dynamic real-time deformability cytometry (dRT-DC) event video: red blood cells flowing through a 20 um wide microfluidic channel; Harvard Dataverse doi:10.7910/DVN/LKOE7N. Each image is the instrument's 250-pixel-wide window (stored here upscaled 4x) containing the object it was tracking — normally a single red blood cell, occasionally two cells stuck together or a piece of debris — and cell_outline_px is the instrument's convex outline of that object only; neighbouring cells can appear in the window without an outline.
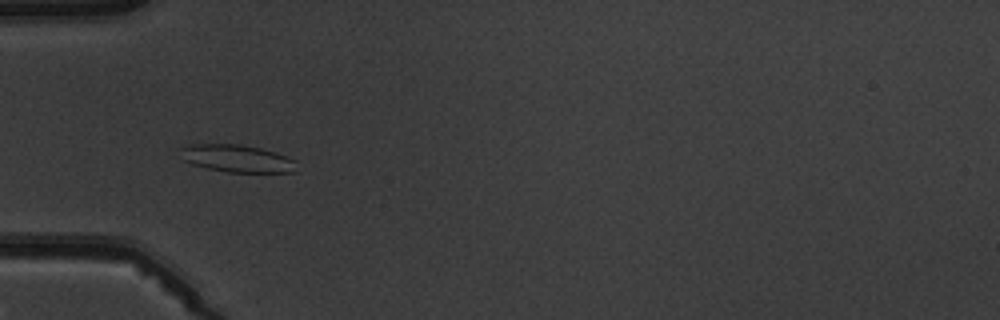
{"species": "common noctule bat (a hibernating species)", "species_latin": "Nyctalus noctula", "temperature_condition": "warm", "stored_images_in_passage": 7, "camera_frame_rate_fps": 3000, "um_per_image_px": 0.085, "animal": {"sex": "male", "body_mass_g": 19.5, "forearm_length_mm": 54.6}, "frame": {"image": 1, "passage_image": 5, "time_ms": 5.333, "image_size_px": [1000, 320], "cell_outline_px": [[296, 172], [228, 172], [208, 168], [192, 164], [184, 160], [180, 148], [192, 144], [240, 144], [260, 148], [276, 152], [296, 160]], "centroid_in_image_um": [20.19, 13.47], "position_along_channel_um": 64.8, "area_um2": 18.5}}
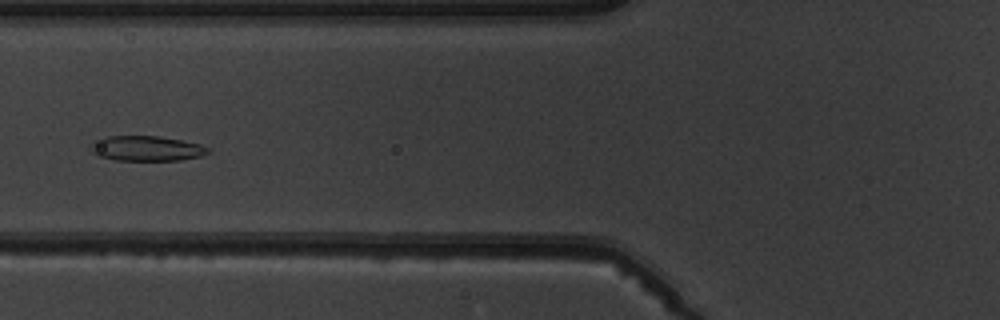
{"frame": {"image": 2, "passage_image": 6, "time_ms": 6.667, "image_size_px": [1000, 320], "cell_outline_px": [[212, 152], [200, 156], [180, 160], [116, 160], [96, 156], [88, 148], [88, 144], [92, 140], [104, 136], [160, 136], [200, 144], [212, 148]], "centroid_in_image_um": [12.4, 12.61], "position_along_channel_um": 113.4, "area_um2": 17.57}}
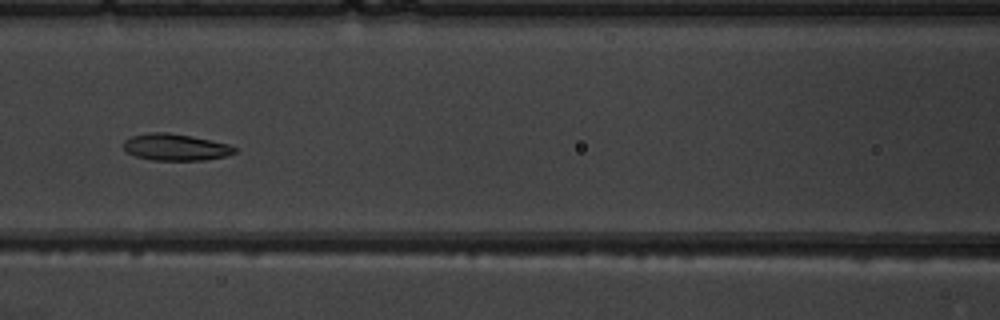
{"frame": {"image": 3, "passage_image": 7, "time_ms": 7.667, "image_size_px": [1000, 320], "cell_outline_px": [[236, 152], [228, 156], [204, 160], [152, 160], [136, 156], [128, 152], [124, 148], [124, 140], [132, 136], [148, 132], [168, 132], [228, 144], [236, 148]], "centroid_in_image_um": [14.91, 12.51], "position_along_channel_um": 151.7, "area_um2": 17.11}}